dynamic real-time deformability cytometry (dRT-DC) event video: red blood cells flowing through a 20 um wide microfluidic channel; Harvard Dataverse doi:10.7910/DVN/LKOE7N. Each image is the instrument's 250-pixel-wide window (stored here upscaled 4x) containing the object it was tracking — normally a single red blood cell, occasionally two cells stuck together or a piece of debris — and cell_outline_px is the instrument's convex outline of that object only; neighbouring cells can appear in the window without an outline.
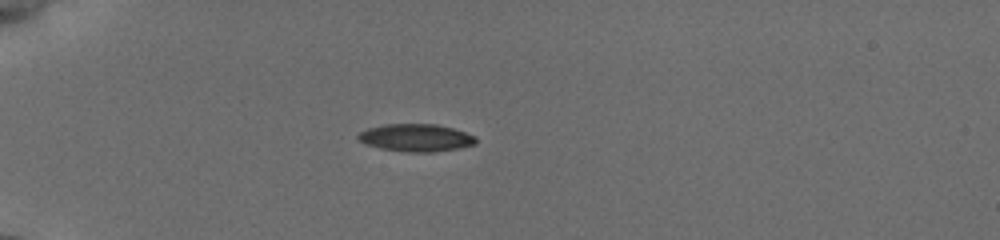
{"species": "common noctule bat (a hibernating species)", "species_latin": "Nyctalus noctula", "temperature_condition": "cold", "stored_images_in_passage": 30, "camera_frame_rate_fps": 3000, "um_per_image_px": 0.085, "animal": {"sex": "female", "body_mass_g": 19.5, "forearm_length_mm": 54.1}, "frame": {"image": 1, "passage_image": 1, "time_ms": 0.0, "image_size_px": [1000, 240], "cell_outline_px": [[476, 144], [456, 148], [432, 152], [408, 152], [380, 148], [368, 144], [360, 140], [356, 136], [360, 132], [368, 128], [384, 124], [436, 124], [452, 128], [476, 136]], "centroid_in_image_um": [35.36, 11.7], "position_along_channel_um": 49.6, "area_um2": 18.67}}
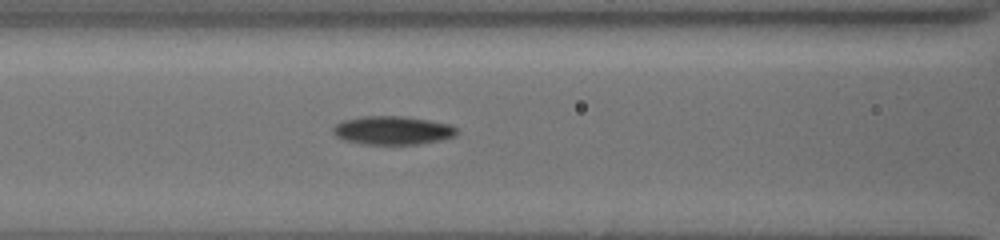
{"frame": {"image": 2, "passage_image": 20, "time_ms": 3.0, "image_size_px": [1000, 240], "cell_outline_px": [[456, 136], [416, 144], [364, 144], [344, 140], [336, 136], [332, 132], [332, 128], [340, 120], [360, 116], [404, 116], [452, 124], [456, 128]], "centroid_in_image_um": [33.32, 11.06], "position_along_channel_um": 133.3, "area_um2": 20.58}}
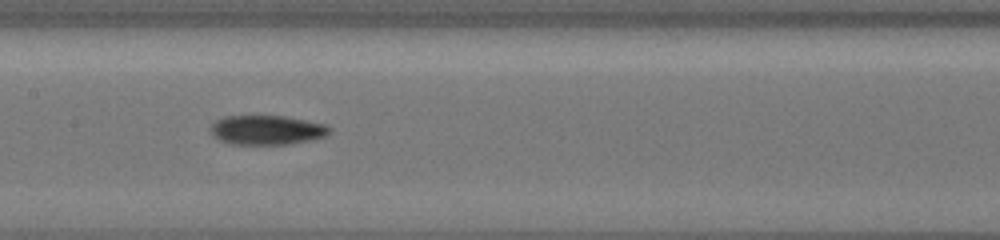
{"frame": {"image": 3, "passage_image": 29, "time_ms": 4.333, "image_size_px": [1000, 240], "cell_outline_px": [[328, 132], [324, 136], [308, 140], [284, 144], [232, 144], [220, 140], [208, 128], [216, 120], [224, 116], [284, 116], [324, 124], [328, 128]], "centroid_in_image_um": [22.61, 11.04], "position_along_channel_um": 184.8, "area_um2": 19.88}}